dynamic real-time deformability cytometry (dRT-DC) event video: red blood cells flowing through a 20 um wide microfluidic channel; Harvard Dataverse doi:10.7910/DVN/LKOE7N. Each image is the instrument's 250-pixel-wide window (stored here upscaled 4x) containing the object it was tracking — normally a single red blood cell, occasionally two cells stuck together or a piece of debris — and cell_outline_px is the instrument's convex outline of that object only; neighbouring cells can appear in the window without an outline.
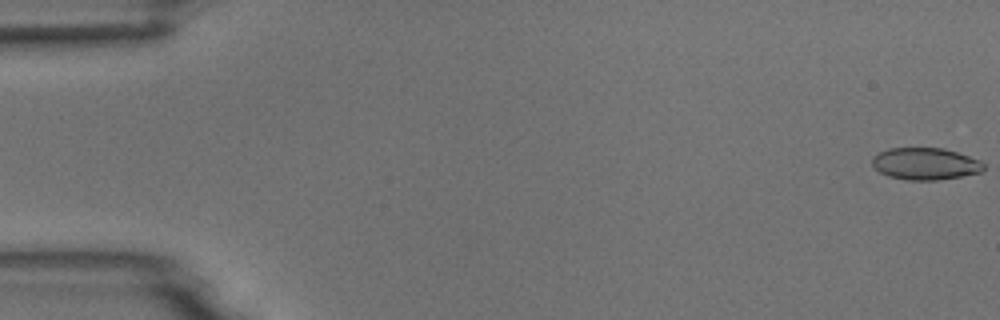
{"species": "common noctule bat (a hibernating species)", "species_latin": "Nyctalus noctula", "temperature_condition": "room temperature", "stored_images_in_passage": 55, "camera_frame_rate_fps": 3000, "um_per_image_px": 0.085, "animal": {"sex": "male", "body_mass_g": 18.8}, "frame": {"image": 1, "passage_image": 1, "time_ms": 0.0, "image_size_px": [1000, 320], "cell_outline_px": [[984, 168], [980, 172], [960, 176], [936, 180], [908, 180], [888, 176], [880, 172], [872, 164], [872, 156], [888, 148], [944, 148], [980, 160], [984, 164]], "centroid_in_image_um": [78.63, 13.91], "position_along_channel_um": 6.4, "area_um2": 20.63}}
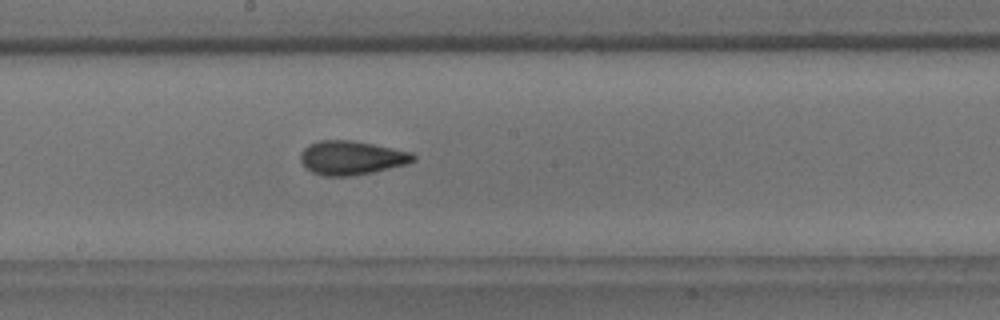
{"frame": {"image": 2, "passage_image": 30, "time_ms": 9.667, "image_size_px": [1000, 320], "cell_outline_px": [[416, 160], [408, 164], [372, 172], [348, 176], [324, 176], [312, 172], [300, 160], [300, 152], [308, 144], [320, 140], [352, 140], [412, 152], [416, 156]], "centroid_in_image_um": [29.88, 13.4], "position_along_channel_um": 218.3, "area_um2": 22.25}}
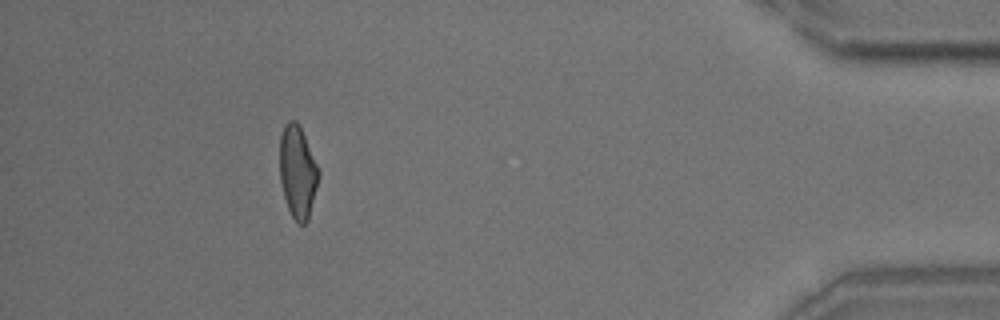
{"frame": {"image": 3, "passage_image": 50, "time_ms": 16.333, "image_size_px": [1000, 320], "cell_outline_px": [[320, 176], [308, 220], [304, 224], [296, 224], [288, 208], [284, 196], [280, 180], [280, 136], [284, 124], [288, 120], [296, 120], [320, 168]], "centroid_in_image_um": [25.31, 14.62], "position_along_channel_um": 409.9, "area_um2": 21.1}, "authors_computed_cell_mechanics": {"area_um2": 21.4438, "velocity_mm_per_s": 3.7139, "shape_relaxation_time_tau1_ms": 7.7658, "shape_relaxation_time_tau2_ms": 1.3918, "deformation_change_tau1": 0.1882, "deformation_change_tau2": 0.0784}}